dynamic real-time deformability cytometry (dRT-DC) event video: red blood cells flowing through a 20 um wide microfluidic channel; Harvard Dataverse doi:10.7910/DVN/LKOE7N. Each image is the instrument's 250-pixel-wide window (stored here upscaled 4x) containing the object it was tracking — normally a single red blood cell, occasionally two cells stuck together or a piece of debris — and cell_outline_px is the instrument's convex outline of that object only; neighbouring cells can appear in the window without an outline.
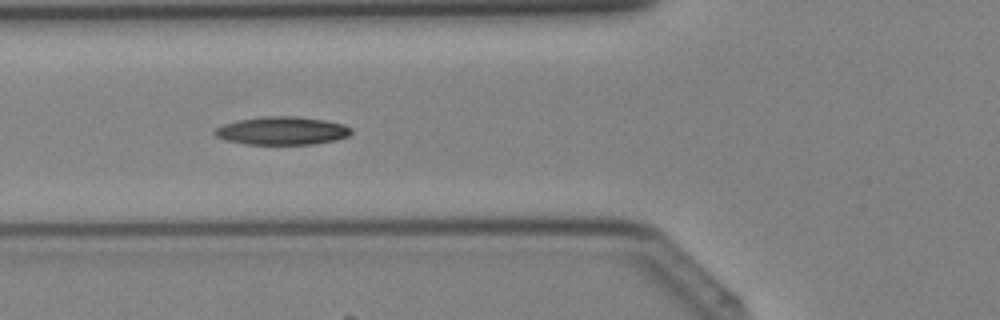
{"species": "Egyptian fruit bat (a non-hibernating species)", "species_latin": "Rousettus aegyptiacus", "temperature_condition": "cold", "stored_images_in_passage": 35, "camera_frame_rate_fps": 3000, "um_per_image_px": 0.085, "animal": {"sex": "female"}, "frame": {"image": 1, "passage_image": 13, "time_ms": 4.0, "image_size_px": [1000, 320], "cell_outline_px": [[352, 132], [348, 136], [336, 140], [312, 144], [248, 144], [228, 140], [216, 136], [212, 132], [216, 128], [224, 124], [240, 120], [264, 116], [296, 116], [324, 120], [344, 124], [352, 128]], "centroid_in_image_um": [24.01, 11.11], "position_along_channel_um": 101.8, "area_um2": 22.2}}
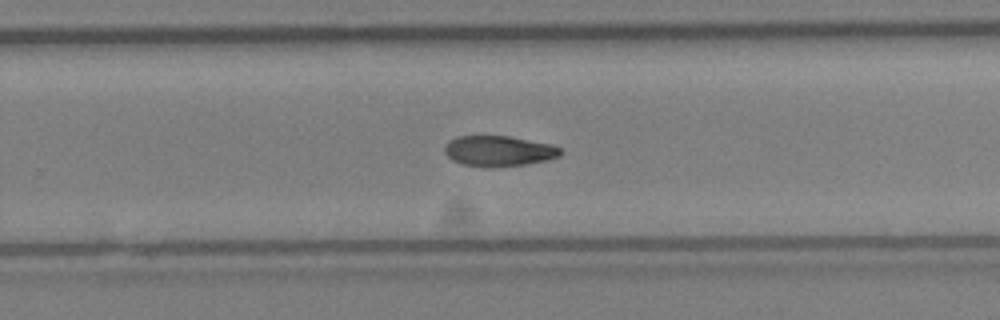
{"frame": {"image": 2, "passage_image": 24, "time_ms": 7.667, "image_size_px": [1000, 320], "cell_outline_px": [[560, 156], [548, 160], [528, 164], [464, 164], [452, 160], [444, 152], [444, 148], [448, 140], [456, 136], [508, 136], [548, 144], [560, 148]], "centroid_in_image_um": [42.37, 12.79], "position_along_channel_um": 287.4, "area_um2": 19.65}}
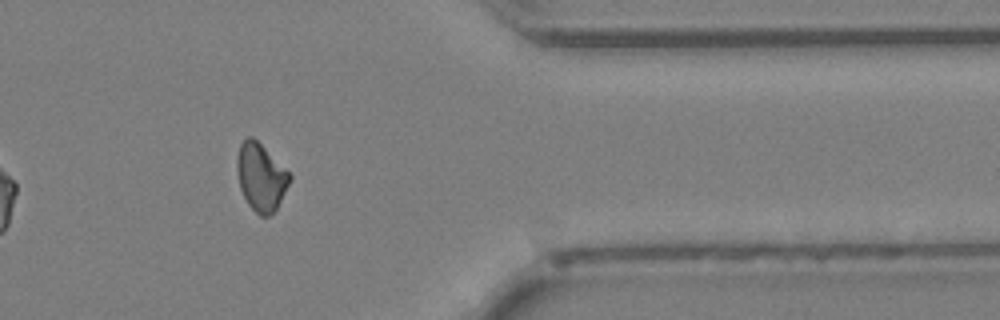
{"frame": {"image": 3, "passage_image": 31, "time_ms": 10.0, "image_size_px": [1000, 320], "cell_outline_px": [[292, 176], [276, 208], [268, 216], [260, 216], [248, 204], [240, 188], [236, 168], [236, 160], [240, 144], [248, 136], [252, 136]], "centroid_in_image_um": [22.14, 15.05], "position_along_channel_um": 389.3, "area_um2": 20.11}}